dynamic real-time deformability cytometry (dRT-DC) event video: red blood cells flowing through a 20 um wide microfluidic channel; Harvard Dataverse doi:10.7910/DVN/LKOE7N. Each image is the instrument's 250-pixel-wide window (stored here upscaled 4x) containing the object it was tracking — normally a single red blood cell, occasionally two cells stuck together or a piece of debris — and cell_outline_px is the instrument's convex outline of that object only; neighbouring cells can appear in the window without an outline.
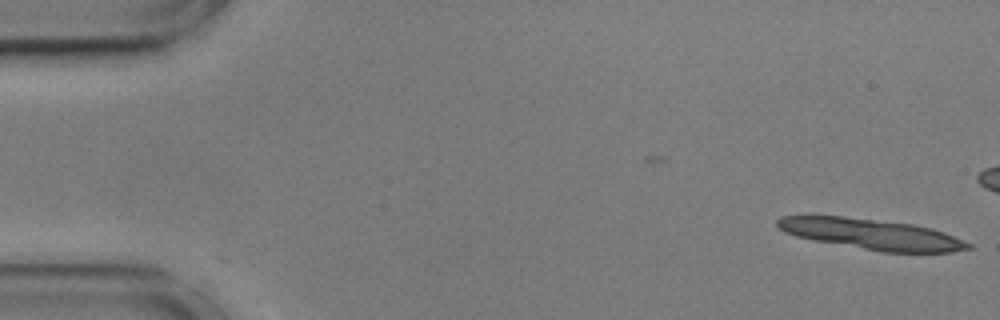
{"species": "common noctule bat (a hibernating species)", "species_latin": "Nyctalus noctula", "temperature_condition": "cold", "stored_images_in_passage": 12, "camera_frame_rate_fps": 3000, "um_per_image_px": 0.085, "animal": {"sex": "male", "body_mass_g": 17.9, "forearm_length_mm": 54.2}, "frame": {"image": 1, "passage_image": 1, "time_ms": 0.0, "image_size_px": [1000, 320], "cell_outline_px": [[972, 248], [952, 252], [880, 252], [812, 240], [796, 236], [784, 232], [776, 224], [776, 220], [780, 216], [808, 212], [812, 212], [912, 224], [932, 228], [972, 244]], "centroid_in_image_um": [73.91, 19.86], "position_along_channel_um": 11.1, "area_um2": 34.97}}